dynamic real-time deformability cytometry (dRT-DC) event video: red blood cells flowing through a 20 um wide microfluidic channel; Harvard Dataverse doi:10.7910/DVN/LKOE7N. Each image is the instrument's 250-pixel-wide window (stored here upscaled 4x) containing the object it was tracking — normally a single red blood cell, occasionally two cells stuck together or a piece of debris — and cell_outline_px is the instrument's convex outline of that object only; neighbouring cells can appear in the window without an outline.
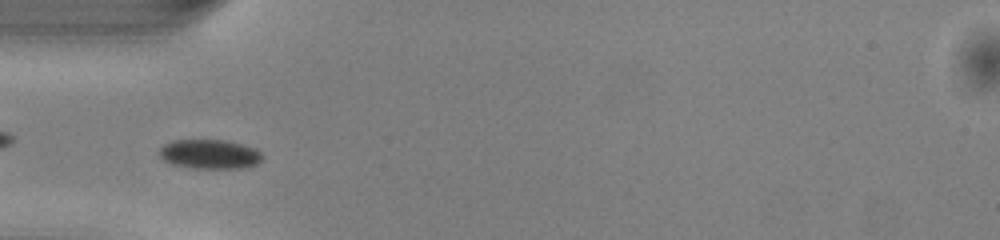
{"species": "common noctule bat (a hibernating species)", "species_latin": "Nyctalus noctula", "temperature_condition": "warm", "stored_images_in_passage": 36, "camera_frame_rate_fps": 3000, "um_per_image_px": 0.085, "animal": {"sex": "male", "body_mass_g": 13.0, "forearm_length_mm": 53.1}, "frame": {"image": 1, "passage_image": 2, "time_ms": 0.333, "image_size_px": [1000, 240], "cell_outline_px": [[264, 156], [256, 164], [240, 168], [196, 168], [172, 164], [164, 160], [160, 156], [160, 148], [164, 144], [172, 140], [224, 140], [240, 144], [252, 148], [260, 152]], "centroid_in_image_um": [17.8, 13.1], "position_along_channel_um": 67.2, "area_um2": 17.34}}
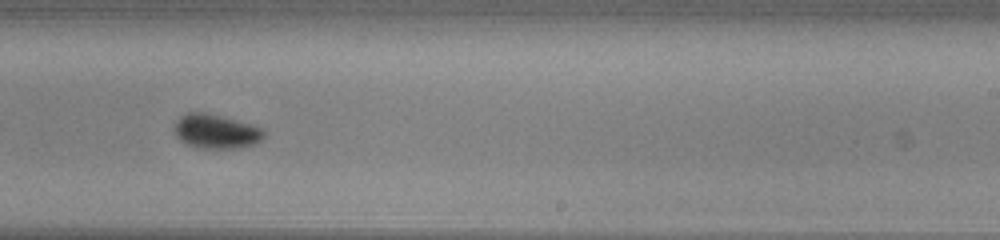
{"frame": {"image": 2, "passage_image": 17, "time_ms": 5.333, "image_size_px": [1000, 240], "cell_outline_px": [[264, 136], [256, 144], [240, 148], [196, 148], [184, 144], [176, 136], [172, 128], [172, 124], [184, 112], [204, 112], [236, 120], [260, 128], [264, 132]], "centroid_in_image_um": [18.26, 11.18], "position_along_channel_um": 270.7, "area_um2": 18.09}}
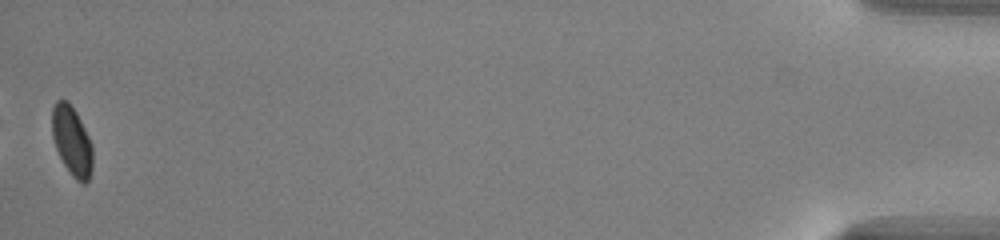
{"frame": {"image": 3, "passage_image": 36, "time_ms": 11.667, "image_size_px": [1000, 240], "cell_outline_px": [[92, 168], [88, 180], [84, 184], [80, 184], [72, 176], [64, 164], [56, 148], [52, 136], [52, 108], [56, 100], [68, 100], [76, 112], [92, 144]], "centroid_in_image_um": [6.1, 11.98], "position_along_channel_um": 429.1, "area_um2": 16.36}, "authors_computed_cell_mechanics": {"area_um2": 17.34, "velocity_mm_per_s": 4.082, "shape_relaxation_time_tau1_ms": 2.399, "shape_relaxation_time_tau2_ms": null, "deformation_change_tau1": 0.0857, "deformation_change_tau2": null}}